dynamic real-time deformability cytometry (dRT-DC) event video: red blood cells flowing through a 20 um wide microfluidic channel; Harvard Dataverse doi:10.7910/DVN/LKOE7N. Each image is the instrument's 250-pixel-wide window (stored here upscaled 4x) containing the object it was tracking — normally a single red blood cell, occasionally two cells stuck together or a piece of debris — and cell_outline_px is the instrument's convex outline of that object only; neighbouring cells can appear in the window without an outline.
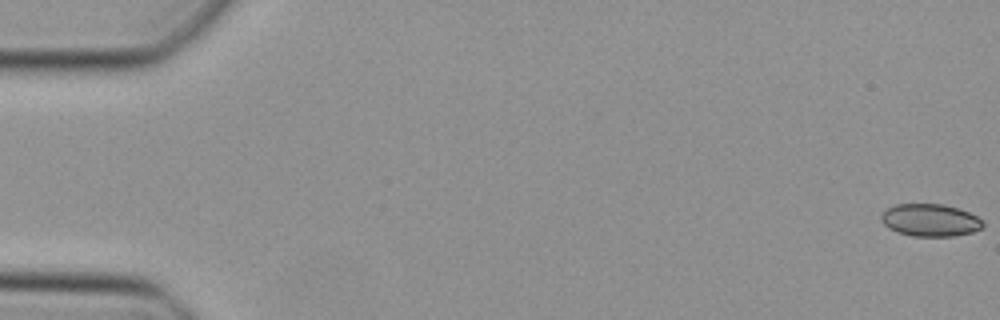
{"species": "Egyptian fruit bat (a non-hibernating species)", "species_latin": "Rousettus aegyptiacus", "temperature_condition": "cold", "stored_images_in_passage": 50, "camera_frame_rate_fps": 3000, "um_per_image_px": 0.085, "animal": {"sex": "female"}, "frame": {"image": 1, "passage_image": 1, "time_ms": 0.0, "image_size_px": [1000, 320], "cell_outline_px": [[984, 224], [980, 228], [972, 232], [952, 236], [912, 236], [888, 228], [880, 220], [880, 216], [888, 208], [896, 204], [944, 204], [960, 208], [976, 216]], "centroid_in_image_um": [79.05, 18.7], "position_along_channel_um": 5.9, "area_um2": 19.07}}
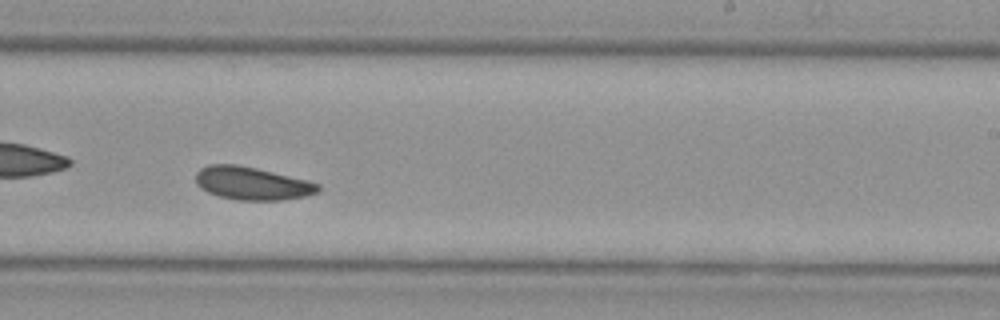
{"frame": {"image": 2, "passage_image": 32, "time_ms": 10.333, "image_size_px": [1000, 320], "cell_outline_px": [[320, 192], [304, 196], [284, 200], [236, 200], [220, 196], [208, 192], [200, 188], [196, 184], [196, 172], [200, 168], [208, 164], [236, 164], [256, 168], [308, 180], [320, 184]], "centroid_in_image_um": [21.42, 15.58], "position_along_channel_um": 267.6, "area_um2": 23.64}}
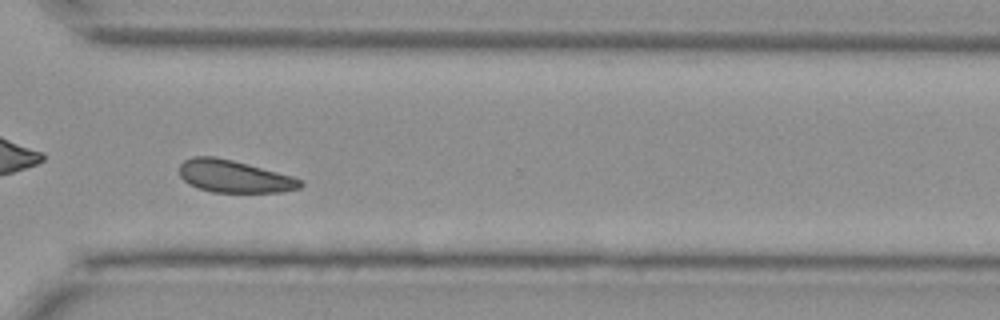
{"frame": {"image": 3, "passage_image": 38, "time_ms": 12.333, "image_size_px": [1000, 320], "cell_outline_px": [[304, 184], [300, 188], [280, 192], [212, 192], [188, 184], [180, 176], [180, 164], [184, 160], [192, 156], [212, 156], [232, 160], [248, 164], [292, 176], [300, 180]], "centroid_in_image_um": [19.88, 14.99], "position_along_channel_um": 350.7, "area_um2": 22.66}}